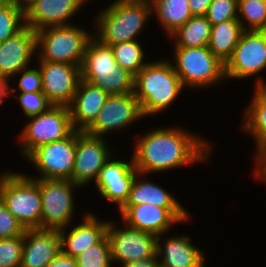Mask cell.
Segmentation results:
<instances>
[{
	"mask_svg": "<svg viewBox=\"0 0 266 267\" xmlns=\"http://www.w3.org/2000/svg\"><path fill=\"white\" fill-rule=\"evenodd\" d=\"M184 127H153L137 137L131 153L135 169L149 175L208 163L215 148L213 141Z\"/></svg>",
	"mask_w": 266,
	"mask_h": 267,
	"instance_id": "6da1fadb",
	"label": "cell"
},
{
	"mask_svg": "<svg viewBox=\"0 0 266 267\" xmlns=\"http://www.w3.org/2000/svg\"><path fill=\"white\" fill-rule=\"evenodd\" d=\"M150 0H115L94 15V36L103 44H114L138 38L151 19Z\"/></svg>",
	"mask_w": 266,
	"mask_h": 267,
	"instance_id": "7a4b0ae2",
	"label": "cell"
},
{
	"mask_svg": "<svg viewBox=\"0 0 266 267\" xmlns=\"http://www.w3.org/2000/svg\"><path fill=\"white\" fill-rule=\"evenodd\" d=\"M150 61L134 76V95L138 99L142 114L159 115L182 95L185 89L173 68L171 59Z\"/></svg>",
	"mask_w": 266,
	"mask_h": 267,
	"instance_id": "3957f363",
	"label": "cell"
},
{
	"mask_svg": "<svg viewBox=\"0 0 266 267\" xmlns=\"http://www.w3.org/2000/svg\"><path fill=\"white\" fill-rule=\"evenodd\" d=\"M82 79L109 95L134 91V75L118 65L111 46L93 36L86 47L81 64Z\"/></svg>",
	"mask_w": 266,
	"mask_h": 267,
	"instance_id": "277c9868",
	"label": "cell"
},
{
	"mask_svg": "<svg viewBox=\"0 0 266 267\" xmlns=\"http://www.w3.org/2000/svg\"><path fill=\"white\" fill-rule=\"evenodd\" d=\"M172 65L185 89L217 87L226 82L225 64L208 48L171 47Z\"/></svg>",
	"mask_w": 266,
	"mask_h": 267,
	"instance_id": "5b68a950",
	"label": "cell"
},
{
	"mask_svg": "<svg viewBox=\"0 0 266 267\" xmlns=\"http://www.w3.org/2000/svg\"><path fill=\"white\" fill-rule=\"evenodd\" d=\"M0 198L25 229L40 228L41 193L39 179L7 170L0 173Z\"/></svg>",
	"mask_w": 266,
	"mask_h": 267,
	"instance_id": "8992f818",
	"label": "cell"
},
{
	"mask_svg": "<svg viewBox=\"0 0 266 267\" xmlns=\"http://www.w3.org/2000/svg\"><path fill=\"white\" fill-rule=\"evenodd\" d=\"M85 28L73 23L36 31V59L81 67L87 44L94 36Z\"/></svg>",
	"mask_w": 266,
	"mask_h": 267,
	"instance_id": "52a82bcc",
	"label": "cell"
},
{
	"mask_svg": "<svg viewBox=\"0 0 266 267\" xmlns=\"http://www.w3.org/2000/svg\"><path fill=\"white\" fill-rule=\"evenodd\" d=\"M24 128L17 136L18 149L24 159L38 146L68 137L74 128L67 106H51L46 112L26 118Z\"/></svg>",
	"mask_w": 266,
	"mask_h": 267,
	"instance_id": "ba28073f",
	"label": "cell"
},
{
	"mask_svg": "<svg viewBox=\"0 0 266 267\" xmlns=\"http://www.w3.org/2000/svg\"><path fill=\"white\" fill-rule=\"evenodd\" d=\"M266 69V31L244 30L238 45L225 63L226 81L256 78L254 87L266 84L260 73Z\"/></svg>",
	"mask_w": 266,
	"mask_h": 267,
	"instance_id": "9c48e42d",
	"label": "cell"
},
{
	"mask_svg": "<svg viewBox=\"0 0 266 267\" xmlns=\"http://www.w3.org/2000/svg\"><path fill=\"white\" fill-rule=\"evenodd\" d=\"M39 187L42 207L40 229L71 227L77 205L73 195L82 187L71 180L57 179H39Z\"/></svg>",
	"mask_w": 266,
	"mask_h": 267,
	"instance_id": "30bf717a",
	"label": "cell"
},
{
	"mask_svg": "<svg viewBox=\"0 0 266 267\" xmlns=\"http://www.w3.org/2000/svg\"><path fill=\"white\" fill-rule=\"evenodd\" d=\"M77 130L63 140L46 143L34 149L26 158L37 170L32 179L71 180L75 162Z\"/></svg>",
	"mask_w": 266,
	"mask_h": 267,
	"instance_id": "8fae6325",
	"label": "cell"
},
{
	"mask_svg": "<svg viewBox=\"0 0 266 267\" xmlns=\"http://www.w3.org/2000/svg\"><path fill=\"white\" fill-rule=\"evenodd\" d=\"M110 220L106 235L111 248L112 263L123 265L141 259L153 258L156 255V236L129 227L124 222Z\"/></svg>",
	"mask_w": 266,
	"mask_h": 267,
	"instance_id": "7c38bea8",
	"label": "cell"
},
{
	"mask_svg": "<svg viewBox=\"0 0 266 267\" xmlns=\"http://www.w3.org/2000/svg\"><path fill=\"white\" fill-rule=\"evenodd\" d=\"M119 217L129 227L151 233L156 237L171 232L180 222L186 223L191 214L186 208H161L152 204L124 205Z\"/></svg>",
	"mask_w": 266,
	"mask_h": 267,
	"instance_id": "4fadbf2b",
	"label": "cell"
},
{
	"mask_svg": "<svg viewBox=\"0 0 266 267\" xmlns=\"http://www.w3.org/2000/svg\"><path fill=\"white\" fill-rule=\"evenodd\" d=\"M105 138L90 135L86 131H77L72 182L82 188L95 182L104 164L115 156V150Z\"/></svg>",
	"mask_w": 266,
	"mask_h": 267,
	"instance_id": "5bb4252c",
	"label": "cell"
},
{
	"mask_svg": "<svg viewBox=\"0 0 266 267\" xmlns=\"http://www.w3.org/2000/svg\"><path fill=\"white\" fill-rule=\"evenodd\" d=\"M140 103L133 92L109 95L97 119L86 130L90 135L104 137L123 131L143 119ZM135 122V123H134Z\"/></svg>",
	"mask_w": 266,
	"mask_h": 267,
	"instance_id": "9a60e30c",
	"label": "cell"
},
{
	"mask_svg": "<svg viewBox=\"0 0 266 267\" xmlns=\"http://www.w3.org/2000/svg\"><path fill=\"white\" fill-rule=\"evenodd\" d=\"M42 74V92L54 106H69L82 79L78 65L35 60Z\"/></svg>",
	"mask_w": 266,
	"mask_h": 267,
	"instance_id": "2e32d148",
	"label": "cell"
},
{
	"mask_svg": "<svg viewBox=\"0 0 266 267\" xmlns=\"http://www.w3.org/2000/svg\"><path fill=\"white\" fill-rule=\"evenodd\" d=\"M139 172L135 169L132 156L127 161L112 156L100 170L94 182L98 193L104 200L114 203L117 212L127 202L135 176Z\"/></svg>",
	"mask_w": 266,
	"mask_h": 267,
	"instance_id": "e0dca14e",
	"label": "cell"
},
{
	"mask_svg": "<svg viewBox=\"0 0 266 267\" xmlns=\"http://www.w3.org/2000/svg\"><path fill=\"white\" fill-rule=\"evenodd\" d=\"M36 33L24 26L18 33L0 43V77L12 82L14 75L31 67L36 59Z\"/></svg>",
	"mask_w": 266,
	"mask_h": 267,
	"instance_id": "ac0fdd59",
	"label": "cell"
},
{
	"mask_svg": "<svg viewBox=\"0 0 266 267\" xmlns=\"http://www.w3.org/2000/svg\"><path fill=\"white\" fill-rule=\"evenodd\" d=\"M90 0H36L25 11V25L35 32L47 27L71 25V19Z\"/></svg>",
	"mask_w": 266,
	"mask_h": 267,
	"instance_id": "d6986e66",
	"label": "cell"
},
{
	"mask_svg": "<svg viewBox=\"0 0 266 267\" xmlns=\"http://www.w3.org/2000/svg\"><path fill=\"white\" fill-rule=\"evenodd\" d=\"M165 238V239H164ZM186 234L156 237V254L160 267H205L206 253L197 248Z\"/></svg>",
	"mask_w": 266,
	"mask_h": 267,
	"instance_id": "ffe728a7",
	"label": "cell"
},
{
	"mask_svg": "<svg viewBox=\"0 0 266 267\" xmlns=\"http://www.w3.org/2000/svg\"><path fill=\"white\" fill-rule=\"evenodd\" d=\"M82 221L71 228L60 229L61 252L64 255L76 258L84 250L98 243L107 232L109 220L99 219L90 211L85 212Z\"/></svg>",
	"mask_w": 266,
	"mask_h": 267,
	"instance_id": "44dd1931",
	"label": "cell"
},
{
	"mask_svg": "<svg viewBox=\"0 0 266 267\" xmlns=\"http://www.w3.org/2000/svg\"><path fill=\"white\" fill-rule=\"evenodd\" d=\"M60 252L59 230L26 229L20 267H46Z\"/></svg>",
	"mask_w": 266,
	"mask_h": 267,
	"instance_id": "7402d4cb",
	"label": "cell"
},
{
	"mask_svg": "<svg viewBox=\"0 0 266 267\" xmlns=\"http://www.w3.org/2000/svg\"><path fill=\"white\" fill-rule=\"evenodd\" d=\"M108 96L100 87L81 79L68 106L74 130L86 131L97 119Z\"/></svg>",
	"mask_w": 266,
	"mask_h": 267,
	"instance_id": "603a6c76",
	"label": "cell"
},
{
	"mask_svg": "<svg viewBox=\"0 0 266 267\" xmlns=\"http://www.w3.org/2000/svg\"><path fill=\"white\" fill-rule=\"evenodd\" d=\"M144 177V178H143ZM148 175L138 173L131 186L130 195L125 205L152 204L161 208H184L173 193L162 185L147 180Z\"/></svg>",
	"mask_w": 266,
	"mask_h": 267,
	"instance_id": "cb8c5ba5",
	"label": "cell"
},
{
	"mask_svg": "<svg viewBox=\"0 0 266 267\" xmlns=\"http://www.w3.org/2000/svg\"><path fill=\"white\" fill-rule=\"evenodd\" d=\"M243 31L238 19L212 25L209 50L225 64L238 45Z\"/></svg>",
	"mask_w": 266,
	"mask_h": 267,
	"instance_id": "d4e9b609",
	"label": "cell"
},
{
	"mask_svg": "<svg viewBox=\"0 0 266 267\" xmlns=\"http://www.w3.org/2000/svg\"><path fill=\"white\" fill-rule=\"evenodd\" d=\"M150 2L152 16L156 17L168 37L193 16L188 0H150Z\"/></svg>",
	"mask_w": 266,
	"mask_h": 267,
	"instance_id": "484cf974",
	"label": "cell"
},
{
	"mask_svg": "<svg viewBox=\"0 0 266 267\" xmlns=\"http://www.w3.org/2000/svg\"><path fill=\"white\" fill-rule=\"evenodd\" d=\"M211 29L212 24L206 16H192L167 38L173 39V47L208 46Z\"/></svg>",
	"mask_w": 266,
	"mask_h": 267,
	"instance_id": "4316f807",
	"label": "cell"
},
{
	"mask_svg": "<svg viewBox=\"0 0 266 267\" xmlns=\"http://www.w3.org/2000/svg\"><path fill=\"white\" fill-rule=\"evenodd\" d=\"M240 130L248 134L255 145L266 134V94L254 87L253 96L244 109Z\"/></svg>",
	"mask_w": 266,
	"mask_h": 267,
	"instance_id": "83f0119b",
	"label": "cell"
},
{
	"mask_svg": "<svg viewBox=\"0 0 266 267\" xmlns=\"http://www.w3.org/2000/svg\"><path fill=\"white\" fill-rule=\"evenodd\" d=\"M140 41L120 42L111 46L118 65L134 76L149 62Z\"/></svg>",
	"mask_w": 266,
	"mask_h": 267,
	"instance_id": "f1b7e54d",
	"label": "cell"
},
{
	"mask_svg": "<svg viewBox=\"0 0 266 267\" xmlns=\"http://www.w3.org/2000/svg\"><path fill=\"white\" fill-rule=\"evenodd\" d=\"M237 19L243 30L266 31V0H238Z\"/></svg>",
	"mask_w": 266,
	"mask_h": 267,
	"instance_id": "f546056e",
	"label": "cell"
},
{
	"mask_svg": "<svg viewBox=\"0 0 266 267\" xmlns=\"http://www.w3.org/2000/svg\"><path fill=\"white\" fill-rule=\"evenodd\" d=\"M25 26L24 11L9 0L0 2V43Z\"/></svg>",
	"mask_w": 266,
	"mask_h": 267,
	"instance_id": "4dcf8cb0",
	"label": "cell"
},
{
	"mask_svg": "<svg viewBox=\"0 0 266 267\" xmlns=\"http://www.w3.org/2000/svg\"><path fill=\"white\" fill-rule=\"evenodd\" d=\"M78 267H113L111 248L107 235L90 246L76 258Z\"/></svg>",
	"mask_w": 266,
	"mask_h": 267,
	"instance_id": "1f68e13d",
	"label": "cell"
},
{
	"mask_svg": "<svg viewBox=\"0 0 266 267\" xmlns=\"http://www.w3.org/2000/svg\"><path fill=\"white\" fill-rule=\"evenodd\" d=\"M16 94V95H15ZM19 102L25 119L42 114L53 106L42 91L10 93Z\"/></svg>",
	"mask_w": 266,
	"mask_h": 267,
	"instance_id": "d6a6232c",
	"label": "cell"
},
{
	"mask_svg": "<svg viewBox=\"0 0 266 267\" xmlns=\"http://www.w3.org/2000/svg\"><path fill=\"white\" fill-rule=\"evenodd\" d=\"M23 253V235L0 239V267H20Z\"/></svg>",
	"mask_w": 266,
	"mask_h": 267,
	"instance_id": "836d02e7",
	"label": "cell"
},
{
	"mask_svg": "<svg viewBox=\"0 0 266 267\" xmlns=\"http://www.w3.org/2000/svg\"><path fill=\"white\" fill-rule=\"evenodd\" d=\"M238 0H212L206 17L212 25L226 20L237 19Z\"/></svg>",
	"mask_w": 266,
	"mask_h": 267,
	"instance_id": "e575fe53",
	"label": "cell"
},
{
	"mask_svg": "<svg viewBox=\"0 0 266 267\" xmlns=\"http://www.w3.org/2000/svg\"><path fill=\"white\" fill-rule=\"evenodd\" d=\"M20 75V76H19ZM18 76V81L14 80L13 84L10 83V93L17 92H37L42 91V74L39 67L36 66L33 68L29 67L20 71L18 74L14 75V78ZM12 86V87H11ZM17 86V87H15Z\"/></svg>",
	"mask_w": 266,
	"mask_h": 267,
	"instance_id": "d590c367",
	"label": "cell"
},
{
	"mask_svg": "<svg viewBox=\"0 0 266 267\" xmlns=\"http://www.w3.org/2000/svg\"><path fill=\"white\" fill-rule=\"evenodd\" d=\"M25 231L23 225L7 210L0 198V239L22 236Z\"/></svg>",
	"mask_w": 266,
	"mask_h": 267,
	"instance_id": "8d00e7d4",
	"label": "cell"
},
{
	"mask_svg": "<svg viewBox=\"0 0 266 267\" xmlns=\"http://www.w3.org/2000/svg\"><path fill=\"white\" fill-rule=\"evenodd\" d=\"M256 146V147H255ZM255 154H253V162L255 172L266 161V134L254 145Z\"/></svg>",
	"mask_w": 266,
	"mask_h": 267,
	"instance_id": "74e56055",
	"label": "cell"
},
{
	"mask_svg": "<svg viewBox=\"0 0 266 267\" xmlns=\"http://www.w3.org/2000/svg\"><path fill=\"white\" fill-rule=\"evenodd\" d=\"M193 16H206L212 0H188Z\"/></svg>",
	"mask_w": 266,
	"mask_h": 267,
	"instance_id": "f35d334b",
	"label": "cell"
},
{
	"mask_svg": "<svg viewBox=\"0 0 266 267\" xmlns=\"http://www.w3.org/2000/svg\"><path fill=\"white\" fill-rule=\"evenodd\" d=\"M46 267H78L76 259L60 252Z\"/></svg>",
	"mask_w": 266,
	"mask_h": 267,
	"instance_id": "ab89813d",
	"label": "cell"
},
{
	"mask_svg": "<svg viewBox=\"0 0 266 267\" xmlns=\"http://www.w3.org/2000/svg\"><path fill=\"white\" fill-rule=\"evenodd\" d=\"M121 267H159L157 254L153 258L127 262L123 264Z\"/></svg>",
	"mask_w": 266,
	"mask_h": 267,
	"instance_id": "60d3db41",
	"label": "cell"
},
{
	"mask_svg": "<svg viewBox=\"0 0 266 267\" xmlns=\"http://www.w3.org/2000/svg\"><path fill=\"white\" fill-rule=\"evenodd\" d=\"M10 95V81L0 77V106L3 105L5 97Z\"/></svg>",
	"mask_w": 266,
	"mask_h": 267,
	"instance_id": "b9f144b4",
	"label": "cell"
},
{
	"mask_svg": "<svg viewBox=\"0 0 266 267\" xmlns=\"http://www.w3.org/2000/svg\"><path fill=\"white\" fill-rule=\"evenodd\" d=\"M252 174L255 180H261L266 184V161Z\"/></svg>",
	"mask_w": 266,
	"mask_h": 267,
	"instance_id": "7bdbcfd3",
	"label": "cell"
},
{
	"mask_svg": "<svg viewBox=\"0 0 266 267\" xmlns=\"http://www.w3.org/2000/svg\"><path fill=\"white\" fill-rule=\"evenodd\" d=\"M9 1L20 7L23 11H25L36 0H9Z\"/></svg>",
	"mask_w": 266,
	"mask_h": 267,
	"instance_id": "ee69618b",
	"label": "cell"
},
{
	"mask_svg": "<svg viewBox=\"0 0 266 267\" xmlns=\"http://www.w3.org/2000/svg\"><path fill=\"white\" fill-rule=\"evenodd\" d=\"M266 94V84H263L259 87Z\"/></svg>",
	"mask_w": 266,
	"mask_h": 267,
	"instance_id": "f6af8a7d",
	"label": "cell"
}]
</instances>
